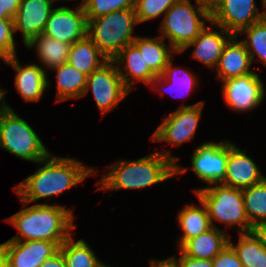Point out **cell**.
<instances>
[{"mask_svg": "<svg viewBox=\"0 0 266 267\" xmlns=\"http://www.w3.org/2000/svg\"><path fill=\"white\" fill-rule=\"evenodd\" d=\"M44 164L37 172L19 182L14 188L21 201L28 204L42 198L53 197L74 187L86 177L97 173L73 158L57 157L49 154L40 160Z\"/></svg>", "mask_w": 266, "mask_h": 267, "instance_id": "6da1fadb", "label": "cell"}, {"mask_svg": "<svg viewBox=\"0 0 266 267\" xmlns=\"http://www.w3.org/2000/svg\"><path fill=\"white\" fill-rule=\"evenodd\" d=\"M178 157L169 152H155L137 160H119L102 176L98 190L142 189L187 171L180 167Z\"/></svg>", "mask_w": 266, "mask_h": 267, "instance_id": "7a4b0ae2", "label": "cell"}, {"mask_svg": "<svg viewBox=\"0 0 266 267\" xmlns=\"http://www.w3.org/2000/svg\"><path fill=\"white\" fill-rule=\"evenodd\" d=\"M7 218L21 235L8 241L45 240L56 242L59 246L68 239L76 226L73 224V211L62 205L34 204Z\"/></svg>", "mask_w": 266, "mask_h": 267, "instance_id": "3957f363", "label": "cell"}, {"mask_svg": "<svg viewBox=\"0 0 266 267\" xmlns=\"http://www.w3.org/2000/svg\"><path fill=\"white\" fill-rule=\"evenodd\" d=\"M195 2L196 8L190 0H179L164 14L161 37L168 38L169 45L178 53L203 31L207 22H211L210 0Z\"/></svg>", "mask_w": 266, "mask_h": 267, "instance_id": "277c9868", "label": "cell"}, {"mask_svg": "<svg viewBox=\"0 0 266 267\" xmlns=\"http://www.w3.org/2000/svg\"><path fill=\"white\" fill-rule=\"evenodd\" d=\"M87 20V36L108 60H113L137 38L132 34L134 25L138 24L135 9L118 10Z\"/></svg>", "mask_w": 266, "mask_h": 267, "instance_id": "5b68a950", "label": "cell"}, {"mask_svg": "<svg viewBox=\"0 0 266 267\" xmlns=\"http://www.w3.org/2000/svg\"><path fill=\"white\" fill-rule=\"evenodd\" d=\"M197 198L206 206L211 225L216 227L213 220L225 223L226 226L236 225L240 233L251 232L244 208L242 190L217 184L195 191Z\"/></svg>", "mask_w": 266, "mask_h": 267, "instance_id": "8992f818", "label": "cell"}, {"mask_svg": "<svg viewBox=\"0 0 266 267\" xmlns=\"http://www.w3.org/2000/svg\"><path fill=\"white\" fill-rule=\"evenodd\" d=\"M0 147L34 163L50 154L34 129L12 108L0 117Z\"/></svg>", "mask_w": 266, "mask_h": 267, "instance_id": "52a82bcc", "label": "cell"}, {"mask_svg": "<svg viewBox=\"0 0 266 267\" xmlns=\"http://www.w3.org/2000/svg\"><path fill=\"white\" fill-rule=\"evenodd\" d=\"M90 88L97 107L103 114L113 110L130 92L124 86L117 65L113 60H108L99 69L87 76L84 95L88 93Z\"/></svg>", "mask_w": 266, "mask_h": 267, "instance_id": "ba28073f", "label": "cell"}, {"mask_svg": "<svg viewBox=\"0 0 266 267\" xmlns=\"http://www.w3.org/2000/svg\"><path fill=\"white\" fill-rule=\"evenodd\" d=\"M210 10V24L236 36L266 15V11L258 12L254 0H210Z\"/></svg>", "mask_w": 266, "mask_h": 267, "instance_id": "9c48e42d", "label": "cell"}, {"mask_svg": "<svg viewBox=\"0 0 266 267\" xmlns=\"http://www.w3.org/2000/svg\"><path fill=\"white\" fill-rule=\"evenodd\" d=\"M204 102L194 105H182L170 113L168 117L157 127L152 139L154 141H166L170 144L181 145L191 140L196 132Z\"/></svg>", "mask_w": 266, "mask_h": 267, "instance_id": "30bf717a", "label": "cell"}, {"mask_svg": "<svg viewBox=\"0 0 266 267\" xmlns=\"http://www.w3.org/2000/svg\"><path fill=\"white\" fill-rule=\"evenodd\" d=\"M87 29L88 20L81 3L75 10L67 6L53 8L42 34L72 45L87 36Z\"/></svg>", "mask_w": 266, "mask_h": 267, "instance_id": "8fae6325", "label": "cell"}, {"mask_svg": "<svg viewBox=\"0 0 266 267\" xmlns=\"http://www.w3.org/2000/svg\"><path fill=\"white\" fill-rule=\"evenodd\" d=\"M191 158L192 170L198 178L209 185L221 184L226 173L228 141L203 143Z\"/></svg>", "mask_w": 266, "mask_h": 267, "instance_id": "7c38bea8", "label": "cell"}, {"mask_svg": "<svg viewBox=\"0 0 266 267\" xmlns=\"http://www.w3.org/2000/svg\"><path fill=\"white\" fill-rule=\"evenodd\" d=\"M264 84L258 74L252 73L223 81V99L235 111L257 108L265 97Z\"/></svg>", "mask_w": 266, "mask_h": 267, "instance_id": "4fadbf2b", "label": "cell"}, {"mask_svg": "<svg viewBox=\"0 0 266 267\" xmlns=\"http://www.w3.org/2000/svg\"><path fill=\"white\" fill-rule=\"evenodd\" d=\"M1 245L7 257L8 267H40L60 249L56 242L45 240L6 241Z\"/></svg>", "mask_w": 266, "mask_h": 267, "instance_id": "5bb4252c", "label": "cell"}, {"mask_svg": "<svg viewBox=\"0 0 266 267\" xmlns=\"http://www.w3.org/2000/svg\"><path fill=\"white\" fill-rule=\"evenodd\" d=\"M265 178L252 158L228 141L226 173L221 184L243 190L262 182Z\"/></svg>", "mask_w": 266, "mask_h": 267, "instance_id": "9a60e30c", "label": "cell"}, {"mask_svg": "<svg viewBox=\"0 0 266 267\" xmlns=\"http://www.w3.org/2000/svg\"><path fill=\"white\" fill-rule=\"evenodd\" d=\"M52 5L49 0H20L13 26L14 33L18 30L22 33L25 45L33 37L43 33Z\"/></svg>", "mask_w": 266, "mask_h": 267, "instance_id": "2e32d148", "label": "cell"}, {"mask_svg": "<svg viewBox=\"0 0 266 267\" xmlns=\"http://www.w3.org/2000/svg\"><path fill=\"white\" fill-rule=\"evenodd\" d=\"M5 62L16 71L15 86L22 98L27 102L40 100L50 85L46 71L33 63L22 67L16 55Z\"/></svg>", "mask_w": 266, "mask_h": 267, "instance_id": "e0dca14e", "label": "cell"}, {"mask_svg": "<svg viewBox=\"0 0 266 267\" xmlns=\"http://www.w3.org/2000/svg\"><path fill=\"white\" fill-rule=\"evenodd\" d=\"M212 26L205 27L203 31L180 52L188 47L194 46L192 57L201 61L206 66L215 68L227 42L234 36L231 32L225 31L217 26L220 32L213 31Z\"/></svg>", "mask_w": 266, "mask_h": 267, "instance_id": "ac0fdd59", "label": "cell"}, {"mask_svg": "<svg viewBox=\"0 0 266 267\" xmlns=\"http://www.w3.org/2000/svg\"><path fill=\"white\" fill-rule=\"evenodd\" d=\"M113 61L120 66L124 65V68L122 69L118 66L117 68L124 86L130 92L134 88V86L132 85L134 81H141L150 85V82L157 76L149 68L148 64H145L143 51H140L134 43H131L123 48L120 53L113 59ZM123 69L127 72L124 73Z\"/></svg>", "mask_w": 266, "mask_h": 267, "instance_id": "d6986e66", "label": "cell"}, {"mask_svg": "<svg viewBox=\"0 0 266 267\" xmlns=\"http://www.w3.org/2000/svg\"><path fill=\"white\" fill-rule=\"evenodd\" d=\"M236 39L237 36L234 35L227 42L215 67L219 80L226 81L253 72L250 70L252 62L247 49L241 41L238 42Z\"/></svg>", "mask_w": 266, "mask_h": 267, "instance_id": "ffe728a7", "label": "cell"}, {"mask_svg": "<svg viewBox=\"0 0 266 267\" xmlns=\"http://www.w3.org/2000/svg\"><path fill=\"white\" fill-rule=\"evenodd\" d=\"M229 243L226 233L218 227H211L199 236L187 240L180 248L186 256L213 260Z\"/></svg>", "mask_w": 266, "mask_h": 267, "instance_id": "44dd1931", "label": "cell"}, {"mask_svg": "<svg viewBox=\"0 0 266 267\" xmlns=\"http://www.w3.org/2000/svg\"><path fill=\"white\" fill-rule=\"evenodd\" d=\"M107 61L99 48L86 36L71 45L67 63L88 76Z\"/></svg>", "mask_w": 266, "mask_h": 267, "instance_id": "7402d4cb", "label": "cell"}, {"mask_svg": "<svg viewBox=\"0 0 266 267\" xmlns=\"http://www.w3.org/2000/svg\"><path fill=\"white\" fill-rule=\"evenodd\" d=\"M165 39L161 36L138 37L133 42L140 51H143L145 64L157 75H162L168 61L172 58V53H178L173 47L165 44Z\"/></svg>", "mask_w": 266, "mask_h": 267, "instance_id": "603a6c76", "label": "cell"}, {"mask_svg": "<svg viewBox=\"0 0 266 267\" xmlns=\"http://www.w3.org/2000/svg\"><path fill=\"white\" fill-rule=\"evenodd\" d=\"M27 48H36V52L44 66L51 70L67 63L71 44L50 38L44 34L33 37L26 45Z\"/></svg>", "mask_w": 266, "mask_h": 267, "instance_id": "cb8c5ba5", "label": "cell"}, {"mask_svg": "<svg viewBox=\"0 0 266 267\" xmlns=\"http://www.w3.org/2000/svg\"><path fill=\"white\" fill-rule=\"evenodd\" d=\"M203 208L196 205H187L178 215V224L182 229L183 236L179 240L180 248L187 240L195 238L209 230L212 225L205 204L199 199Z\"/></svg>", "mask_w": 266, "mask_h": 267, "instance_id": "d4e9b609", "label": "cell"}, {"mask_svg": "<svg viewBox=\"0 0 266 267\" xmlns=\"http://www.w3.org/2000/svg\"><path fill=\"white\" fill-rule=\"evenodd\" d=\"M53 70L57 73V102L84 96L87 81L86 74L68 63L55 67Z\"/></svg>", "mask_w": 266, "mask_h": 267, "instance_id": "484cf974", "label": "cell"}, {"mask_svg": "<svg viewBox=\"0 0 266 267\" xmlns=\"http://www.w3.org/2000/svg\"><path fill=\"white\" fill-rule=\"evenodd\" d=\"M237 245L229 244L236 251L243 267H266V248L252 232L239 233Z\"/></svg>", "mask_w": 266, "mask_h": 267, "instance_id": "4316f807", "label": "cell"}, {"mask_svg": "<svg viewBox=\"0 0 266 267\" xmlns=\"http://www.w3.org/2000/svg\"><path fill=\"white\" fill-rule=\"evenodd\" d=\"M59 250L66 267H97L101 262L87 242L82 239L74 241L72 235L60 245Z\"/></svg>", "mask_w": 266, "mask_h": 267, "instance_id": "83f0119b", "label": "cell"}, {"mask_svg": "<svg viewBox=\"0 0 266 267\" xmlns=\"http://www.w3.org/2000/svg\"><path fill=\"white\" fill-rule=\"evenodd\" d=\"M247 219L253 227L266 221V178L255 185L242 190Z\"/></svg>", "mask_w": 266, "mask_h": 267, "instance_id": "f1b7e54d", "label": "cell"}, {"mask_svg": "<svg viewBox=\"0 0 266 267\" xmlns=\"http://www.w3.org/2000/svg\"><path fill=\"white\" fill-rule=\"evenodd\" d=\"M240 32L247 36L241 42L247 49L251 62L258 59L266 65V15ZM255 55L257 59L254 58Z\"/></svg>", "mask_w": 266, "mask_h": 267, "instance_id": "f546056e", "label": "cell"}, {"mask_svg": "<svg viewBox=\"0 0 266 267\" xmlns=\"http://www.w3.org/2000/svg\"><path fill=\"white\" fill-rule=\"evenodd\" d=\"M180 71V73H179ZM183 73V74H182ZM163 84L164 82V85L166 86L167 84L171 85V86H168L170 89H169V92L170 94L172 93V91H186L184 93H187L189 94V92H191V90L194 88V86L196 85V77L191 74L190 72L182 69V68H179L178 67L174 68L172 66V61L171 59L168 61L165 69H164V72L162 75H159V76H156L151 82L150 84L154 85V84ZM176 87V88H175ZM173 88V89H172ZM175 88V89H174ZM168 92V91H167ZM183 94V93H182ZM173 95V94H172ZM182 96V95H179V97Z\"/></svg>", "mask_w": 266, "mask_h": 267, "instance_id": "4dcf8cb0", "label": "cell"}, {"mask_svg": "<svg viewBox=\"0 0 266 267\" xmlns=\"http://www.w3.org/2000/svg\"><path fill=\"white\" fill-rule=\"evenodd\" d=\"M136 0H84L87 18H96L123 9H134Z\"/></svg>", "mask_w": 266, "mask_h": 267, "instance_id": "1f68e13d", "label": "cell"}, {"mask_svg": "<svg viewBox=\"0 0 266 267\" xmlns=\"http://www.w3.org/2000/svg\"><path fill=\"white\" fill-rule=\"evenodd\" d=\"M177 1L179 0H136L134 9L138 23L162 16Z\"/></svg>", "mask_w": 266, "mask_h": 267, "instance_id": "d6a6232c", "label": "cell"}, {"mask_svg": "<svg viewBox=\"0 0 266 267\" xmlns=\"http://www.w3.org/2000/svg\"><path fill=\"white\" fill-rule=\"evenodd\" d=\"M13 19H0V58L4 61L16 55Z\"/></svg>", "mask_w": 266, "mask_h": 267, "instance_id": "836d02e7", "label": "cell"}, {"mask_svg": "<svg viewBox=\"0 0 266 267\" xmlns=\"http://www.w3.org/2000/svg\"><path fill=\"white\" fill-rule=\"evenodd\" d=\"M213 267H243L236 251L228 243L212 260Z\"/></svg>", "mask_w": 266, "mask_h": 267, "instance_id": "e575fe53", "label": "cell"}, {"mask_svg": "<svg viewBox=\"0 0 266 267\" xmlns=\"http://www.w3.org/2000/svg\"><path fill=\"white\" fill-rule=\"evenodd\" d=\"M19 5L20 0H0V19H13Z\"/></svg>", "mask_w": 266, "mask_h": 267, "instance_id": "d590c367", "label": "cell"}, {"mask_svg": "<svg viewBox=\"0 0 266 267\" xmlns=\"http://www.w3.org/2000/svg\"><path fill=\"white\" fill-rule=\"evenodd\" d=\"M179 252L181 254L178 259L180 267H213L212 260L186 256L180 249Z\"/></svg>", "mask_w": 266, "mask_h": 267, "instance_id": "8d00e7d4", "label": "cell"}, {"mask_svg": "<svg viewBox=\"0 0 266 267\" xmlns=\"http://www.w3.org/2000/svg\"><path fill=\"white\" fill-rule=\"evenodd\" d=\"M40 267H66L62 252L60 250L56 252L46 259Z\"/></svg>", "mask_w": 266, "mask_h": 267, "instance_id": "74e56055", "label": "cell"}, {"mask_svg": "<svg viewBox=\"0 0 266 267\" xmlns=\"http://www.w3.org/2000/svg\"><path fill=\"white\" fill-rule=\"evenodd\" d=\"M251 232L266 248V221L259 222L252 227Z\"/></svg>", "mask_w": 266, "mask_h": 267, "instance_id": "f35d334b", "label": "cell"}, {"mask_svg": "<svg viewBox=\"0 0 266 267\" xmlns=\"http://www.w3.org/2000/svg\"><path fill=\"white\" fill-rule=\"evenodd\" d=\"M150 267H180L178 259L173 257H168L165 260H150Z\"/></svg>", "mask_w": 266, "mask_h": 267, "instance_id": "ab89813d", "label": "cell"}, {"mask_svg": "<svg viewBox=\"0 0 266 267\" xmlns=\"http://www.w3.org/2000/svg\"><path fill=\"white\" fill-rule=\"evenodd\" d=\"M7 93V90H2L0 88V117L10 108V106L6 105V102L4 101L5 97L4 95Z\"/></svg>", "mask_w": 266, "mask_h": 267, "instance_id": "60d3db41", "label": "cell"}, {"mask_svg": "<svg viewBox=\"0 0 266 267\" xmlns=\"http://www.w3.org/2000/svg\"><path fill=\"white\" fill-rule=\"evenodd\" d=\"M0 267H8L7 257L1 244H0Z\"/></svg>", "mask_w": 266, "mask_h": 267, "instance_id": "b9f144b4", "label": "cell"}, {"mask_svg": "<svg viewBox=\"0 0 266 267\" xmlns=\"http://www.w3.org/2000/svg\"><path fill=\"white\" fill-rule=\"evenodd\" d=\"M97 267H111V266H108L104 264L103 262H100Z\"/></svg>", "mask_w": 266, "mask_h": 267, "instance_id": "7bdbcfd3", "label": "cell"}, {"mask_svg": "<svg viewBox=\"0 0 266 267\" xmlns=\"http://www.w3.org/2000/svg\"><path fill=\"white\" fill-rule=\"evenodd\" d=\"M262 3H263V7L266 8V0H262Z\"/></svg>", "mask_w": 266, "mask_h": 267, "instance_id": "ee69618b", "label": "cell"}]
</instances>
